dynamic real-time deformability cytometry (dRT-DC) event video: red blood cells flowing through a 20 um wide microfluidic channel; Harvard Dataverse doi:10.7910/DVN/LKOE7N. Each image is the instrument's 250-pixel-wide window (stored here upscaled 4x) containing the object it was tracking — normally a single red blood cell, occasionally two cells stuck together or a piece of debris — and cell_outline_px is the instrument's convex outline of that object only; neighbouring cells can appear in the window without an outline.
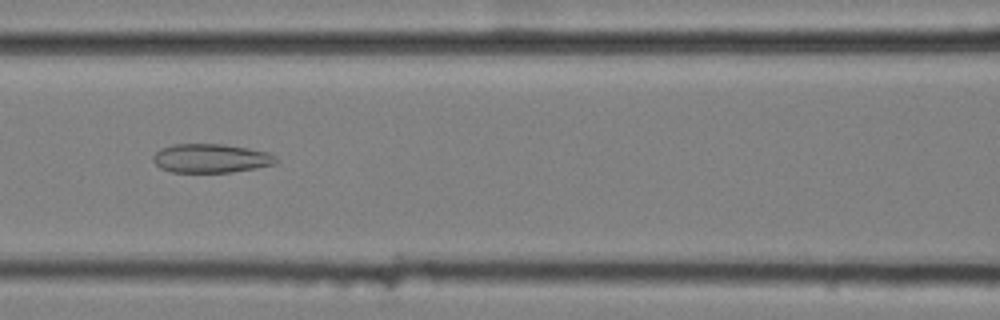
{"species": "common noctule bat (a hibernating species)", "species_latin": "Nyctalus noctula", "temperature_condition": "cold", "stored_images_in_passage": 11, "camera_frame_rate_fps": 3000, "um_per_image_px": 0.085, "animal": {"sex": "female", "body_mass_g": 25.1}, "frame": {"image": 1, "passage_image": 7, "time_ms": 2.0, "image_size_px": [1000, 320], "cell_outline_px": [[276, 164], [256, 168], [232, 172], [172, 172], [160, 168], [152, 160], [152, 156], [160, 148], [172, 144], [224, 144], [248, 148], [268, 152], [276, 160]], "centroid_in_image_um": [17.88, 13.45], "position_along_channel_um": 148.7, "area_um2": 20.69}}
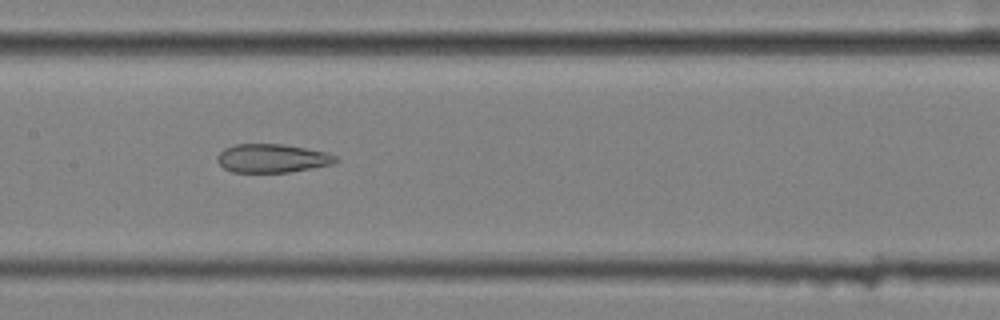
{"frame": {"image": 2, "passage_image": 8, "time_ms": 2.333, "image_size_px": [1000, 320], "cell_outline_px": [[340, 160], [332, 164], [312, 168], [288, 172], [232, 172], [224, 168], [216, 160], [216, 156], [224, 148], [236, 144], [284, 144], [328, 152], [336, 156]], "centroid_in_image_um": [23.14, 13.45], "position_along_channel_um": 184.3, "area_um2": 19.83}}
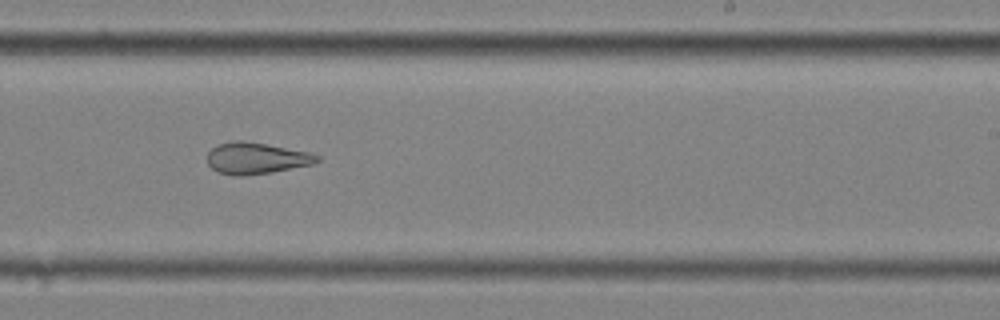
{"frame": {"image": 3, "passage_image": 10, "time_ms": 3.0, "image_size_px": [1000, 320], "cell_outline_px": [[320, 160], [312, 164], [272, 172], [244, 176], [232, 176], [216, 172], [208, 164], [208, 152], [216, 144], [236, 140], [240, 140], [264, 144], [308, 152], [320, 156]], "centroid_in_image_um": [21.73, 13.46], "position_along_channel_um": 267.3, "area_um2": 20.06}}